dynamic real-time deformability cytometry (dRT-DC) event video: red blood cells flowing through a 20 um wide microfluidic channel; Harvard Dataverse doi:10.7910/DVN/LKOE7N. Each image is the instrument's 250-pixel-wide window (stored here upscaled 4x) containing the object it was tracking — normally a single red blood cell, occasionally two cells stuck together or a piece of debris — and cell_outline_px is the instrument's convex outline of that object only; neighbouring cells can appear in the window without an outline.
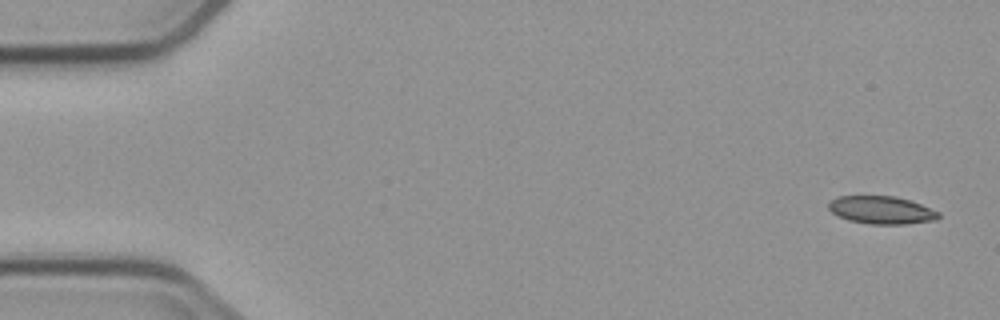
{"species": "common noctule bat (a hibernating species)", "species_latin": "Nyctalus noctula", "temperature_condition": "cold", "stored_images_in_passage": 5, "camera_frame_rate_fps": 3000, "um_per_image_px": 0.085, "animal": {"sex": "male", "body_mass_g": 23.1, "forearm_length_mm": 52.7}, "frame": {"image": 1, "passage_image": 1, "time_ms": 0.0, "image_size_px": [1000, 320], "cell_outline_px": [[940, 216], [936, 220], [904, 224], [868, 224], [848, 220], [836, 216], [828, 208], [828, 204], [836, 196], [896, 196], [920, 204], [940, 212]], "centroid_in_image_um": [74.9, 17.86], "position_along_channel_um": 10.1, "area_um2": 17.86}}
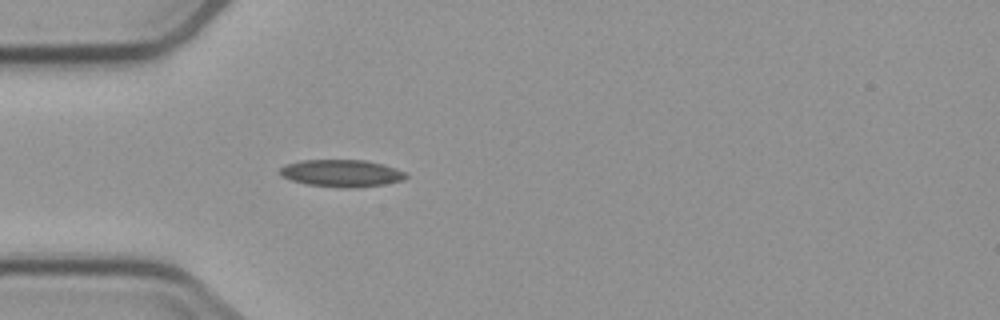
{"frame": {"image": 2, "passage_image": 5, "time_ms": 4.667, "image_size_px": [1000, 320], "cell_outline_px": [[408, 176], [404, 180], [384, 184], [352, 188], [340, 188], [308, 184], [292, 180], [280, 176], [280, 168], [284, 164], [304, 160], [364, 160], [384, 164], [396, 168], [404, 172]], "centroid_in_image_um": [29.04, 14.72], "position_along_channel_um": 56.0, "area_um2": 20.0}}